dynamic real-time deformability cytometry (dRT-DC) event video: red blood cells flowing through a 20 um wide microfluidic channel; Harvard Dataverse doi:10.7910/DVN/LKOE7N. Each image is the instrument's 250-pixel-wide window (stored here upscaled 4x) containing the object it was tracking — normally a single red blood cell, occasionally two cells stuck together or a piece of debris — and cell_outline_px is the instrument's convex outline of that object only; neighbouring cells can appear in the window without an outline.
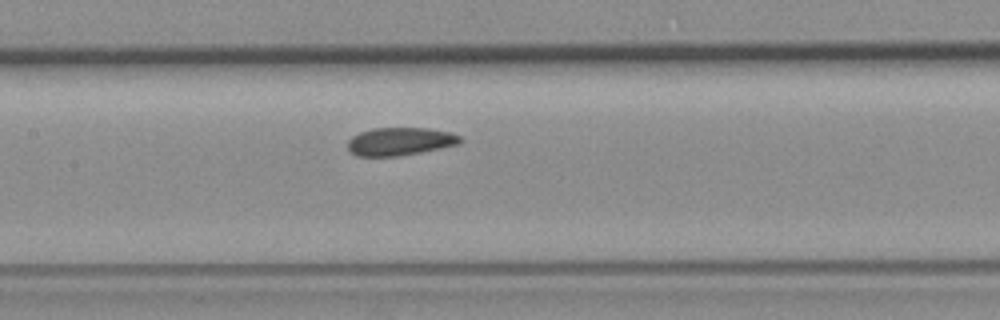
{"species": "common noctule bat (a hibernating species)", "species_latin": "Nyctalus noctula", "temperature_condition": "room temperature", "stored_images_in_passage": 7, "camera_frame_rate_fps": 3000, "um_per_image_px": 0.085, "animal": {"sex": "female", "body_mass_g": 19.3, "forearm_length_mm": 54.1}, "frame": {"image": 1, "passage_image": 7, "time_ms": 7.0, "image_size_px": [1000, 320], "cell_outline_px": [[464, 140], [460, 144], [400, 156], [356, 156], [348, 148], [348, 140], [352, 136], [360, 132], [372, 128], [428, 128], [448, 132], [460, 136]], "centroid_in_image_um": [34.0, 12.02], "position_along_channel_um": 173.4, "area_um2": 18.32}}